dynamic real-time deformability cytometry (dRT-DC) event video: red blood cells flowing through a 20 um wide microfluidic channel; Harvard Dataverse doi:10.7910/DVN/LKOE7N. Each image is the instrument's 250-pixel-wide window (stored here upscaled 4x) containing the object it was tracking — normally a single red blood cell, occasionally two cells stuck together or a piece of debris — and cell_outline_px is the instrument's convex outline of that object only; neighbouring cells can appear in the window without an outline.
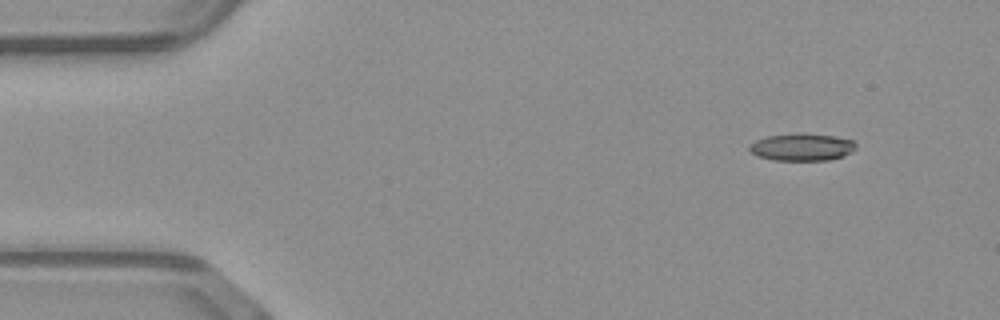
{"species": "common noctule bat (a hibernating species)", "species_latin": "Nyctalus noctula", "temperature_condition": "warm", "stored_images_in_passage": 44, "camera_frame_rate_fps": 3000, "um_per_image_px": 0.085, "animal": {"sex": "male", "body_mass_g": 23.1, "forearm_length_mm": 52.7}, "frame": {"image": 1, "passage_image": 1, "time_ms": 0.0, "image_size_px": [1000, 320], "cell_outline_px": [[856, 148], [852, 152], [844, 156], [828, 160], [776, 160], [756, 156], [748, 148], [756, 140], [768, 136], [796, 132], [800, 132], [832, 136], [852, 140], [856, 144]], "centroid_in_image_um": [68.18, 12.49], "position_along_channel_um": 16.8, "area_um2": 16.99}}
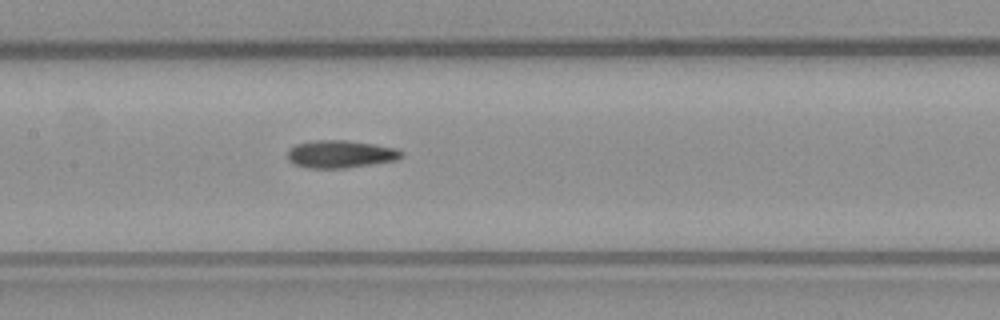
{"frame": {"image": 2, "passage_image": 20, "time_ms": 6.333, "image_size_px": [1000, 320], "cell_outline_px": [[404, 156], [396, 160], [372, 164], [344, 168], [308, 168], [292, 164], [288, 160], [288, 152], [296, 144], [316, 140], [348, 140], [396, 148], [404, 152]], "centroid_in_image_um": [28.95, 13.1], "position_along_channel_um": 178.4, "area_um2": 18.32}}
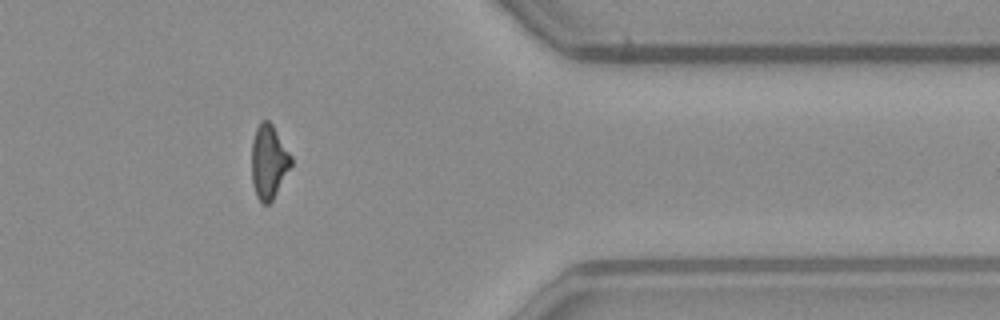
{"frame": {"image": 3, "passage_image": 37, "time_ms": 12.0, "image_size_px": [1000, 320], "cell_outline_px": [[292, 164], [272, 200], [268, 204], [264, 204], [256, 196], [252, 184], [252, 140], [256, 128], [260, 120], [268, 120], [272, 124], [292, 156]], "centroid_in_image_um": [22.83, 13.72], "position_along_channel_um": 388.6, "area_um2": 16.94}}